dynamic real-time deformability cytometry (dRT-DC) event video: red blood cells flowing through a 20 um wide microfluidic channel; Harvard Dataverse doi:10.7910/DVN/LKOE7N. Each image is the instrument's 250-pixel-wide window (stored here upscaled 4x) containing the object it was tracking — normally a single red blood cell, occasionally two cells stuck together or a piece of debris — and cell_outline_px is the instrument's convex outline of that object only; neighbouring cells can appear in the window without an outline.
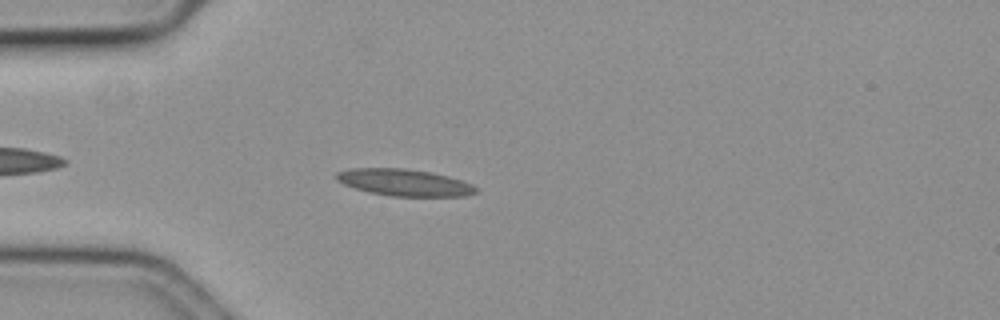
{"species": "common noctule bat (a hibernating species)", "species_latin": "Nyctalus noctula", "temperature_condition": "cold", "stored_images_in_passage": 48, "camera_frame_rate_fps": 3000, "um_per_image_px": 0.085, "animal": {"sex": "female", "body_mass_g": 19.3, "forearm_length_mm": 54.1}, "frame": {"image": 1, "passage_image": 6, "time_ms": 1.667, "image_size_px": [1000, 320], "cell_outline_px": [[480, 192], [468, 196], [388, 196], [368, 192], [344, 184], [336, 180], [336, 172], [352, 168], [404, 168], [432, 172], [464, 180], [480, 188]], "centroid_in_image_um": [34.45, 15.52], "position_along_channel_um": 50.6, "area_um2": 22.14}}
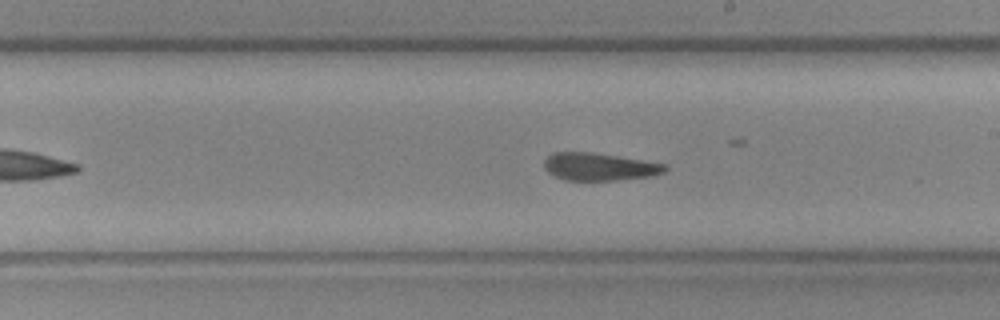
{"frame": {"image": 2, "passage_image": 23, "time_ms": 7.333, "image_size_px": [1000, 320], "cell_outline_px": [[668, 168], [664, 172], [656, 176], [616, 180], [564, 180], [548, 172], [544, 168], [544, 160], [552, 152], [592, 152], [668, 164]], "centroid_in_image_um": [50.98, 14.17], "position_along_channel_um": 238.0, "area_um2": 19.59}}
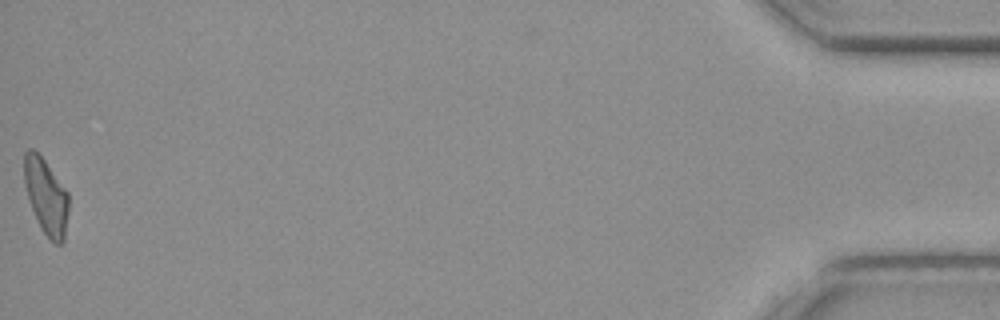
{"frame": {"image": 3, "passage_image": 48, "time_ms": 15.667, "image_size_px": [1000, 320], "cell_outline_px": [[68, 212], [64, 240], [60, 244], [56, 244], [40, 228], [28, 200], [24, 184], [24, 152], [28, 148], [32, 148], [44, 160], [68, 192]], "centroid_in_image_um": [3.9, 16.69], "position_along_channel_um": 431.3, "area_um2": 19.48}, "authors_computed_cell_mechanics": {"area_um2": 20.4034, "velocity_mm_per_s": 3.5644, "shape_relaxation_time_tau1_ms": null, "shape_relaxation_time_tau2_ms": 6.4072, "deformation_change_tau1": null, "deformation_change_tau2": 0.1333}}